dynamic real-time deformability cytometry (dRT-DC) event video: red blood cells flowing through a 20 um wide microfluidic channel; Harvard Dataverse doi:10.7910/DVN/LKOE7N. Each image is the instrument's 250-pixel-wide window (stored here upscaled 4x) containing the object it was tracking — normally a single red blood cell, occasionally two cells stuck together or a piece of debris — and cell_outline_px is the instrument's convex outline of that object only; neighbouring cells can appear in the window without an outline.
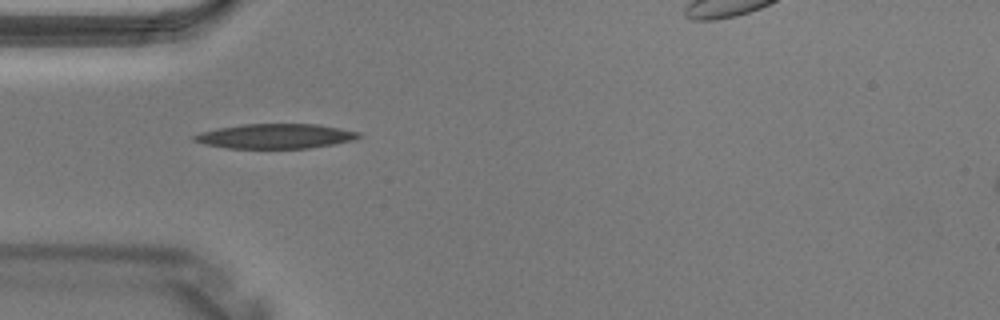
{"species": "Egyptian fruit bat (a non-hibernating species)", "species_latin": "Rousettus aegyptiacus", "temperature_condition": "warm", "stored_images_in_passage": 1, "camera_frame_rate_fps": 3000, "um_per_image_px": 0.085, "animal": {"sex": "male"}, "frame": {"image": 1, "passage_image": 1, "time_ms": 0.0, "image_size_px": [1000, 320], "cell_outline_px": [[364, 136], [352, 140], [332, 144], [308, 148], [228, 148], [204, 144], [192, 140], [192, 136], [200, 132], [216, 128], [244, 124], [316, 124], [340, 128], [360, 132]], "centroid_in_image_um": [23.39, 11.57], "position_along_channel_um": 61.6, "area_um2": 23.7}}